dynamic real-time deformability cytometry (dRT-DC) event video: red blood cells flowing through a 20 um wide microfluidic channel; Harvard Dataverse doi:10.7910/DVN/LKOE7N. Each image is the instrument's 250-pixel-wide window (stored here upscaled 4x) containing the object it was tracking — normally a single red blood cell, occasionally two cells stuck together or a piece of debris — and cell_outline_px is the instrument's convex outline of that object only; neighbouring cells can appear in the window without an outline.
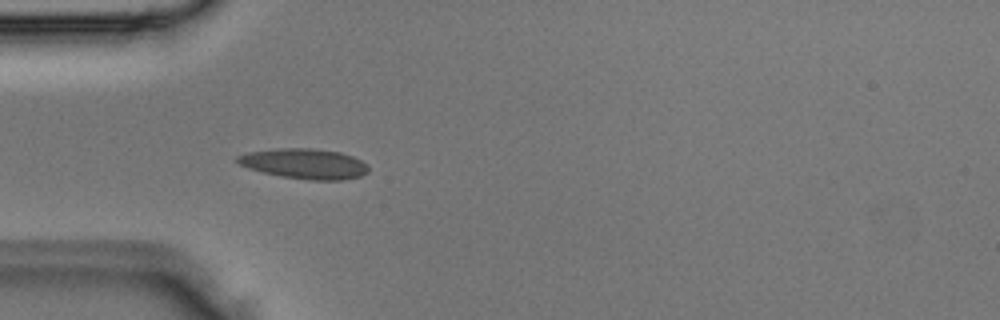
{"species": "Egyptian fruit bat (a non-hibernating species)", "species_latin": "Rousettus aegyptiacus", "temperature_condition": "room temperature", "stored_images_in_passage": 2, "camera_frame_rate_fps": 3000, "um_per_image_px": 0.085, "animal": {"sex": "male"}, "frame": {"image": 1, "passage_image": 2, "time_ms": 0.333, "image_size_px": [1000, 320], "cell_outline_px": [[368, 172], [360, 176], [340, 180], [308, 180], [280, 176], [248, 168], [240, 164], [236, 160], [236, 156], [248, 152], [276, 148], [308, 148], [340, 152], [352, 156], [368, 164]], "centroid_in_image_um": [25.88, 13.91], "position_along_channel_um": 59.1, "area_um2": 23.0}}